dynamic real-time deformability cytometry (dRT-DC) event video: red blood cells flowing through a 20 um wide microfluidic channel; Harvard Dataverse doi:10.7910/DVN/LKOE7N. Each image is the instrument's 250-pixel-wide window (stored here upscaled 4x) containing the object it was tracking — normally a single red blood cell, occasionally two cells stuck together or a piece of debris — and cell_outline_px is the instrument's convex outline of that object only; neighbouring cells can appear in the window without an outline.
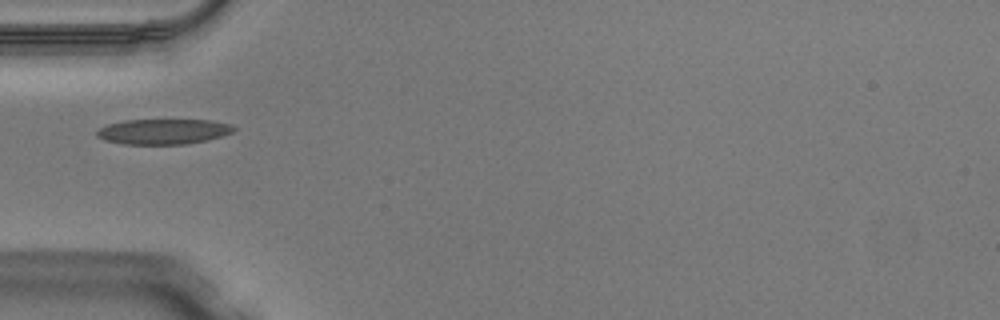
{"species": "Egyptian fruit bat (a non-hibernating species)", "species_latin": "Rousettus aegyptiacus", "temperature_condition": "warm", "stored_images_in_passage": 34, "camera_frame_rate_fps": 3000, "um_per_image_px": 0.085, "animal": {"sex": "male"}, "frame": {"image": 1, "passage_image": 1, "time_ms": 0.0, "image_size_px": [1000, 320], "cell_outline_px": [[236, 128], [232, 132], [220, 136], [188, 144], [120, 144], [104, 140], [96, 136], [96, 132], [100, 128], [108, 124], [124, 120], [212, 120], [232, 124]], "centroid_in_image_um": [13.86, 11.18], "position_along_channel_um": 71.1, "area_um2": 20.17}}
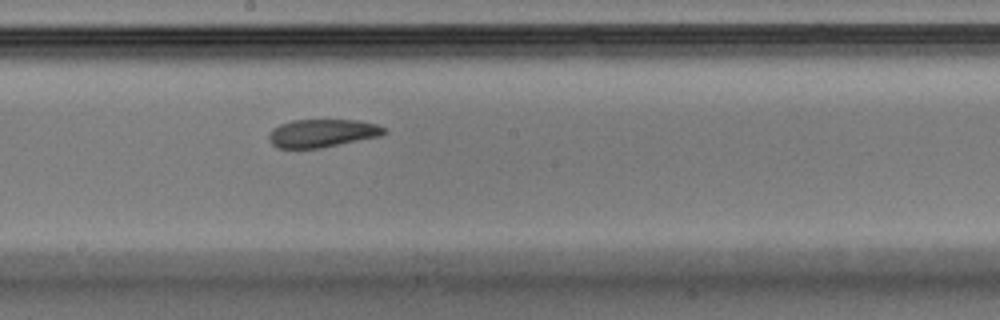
{"frame": {"image": 2, "passage_image": 12, "time_ms": 3.667, "image_size_px": [1000, 320], "cell_outline_px": [[388, 132], [380, 136], [320, 148], [276, 148], [268, 140], [268, 136], [272, 128], [280, 124], [292, 120], [356, 120], [376, 124], [384, 128]], "centroid_in_image_um": [27.36, 11.32], "position_along_channel_um": 220.8, "area_um2": 18.84}}
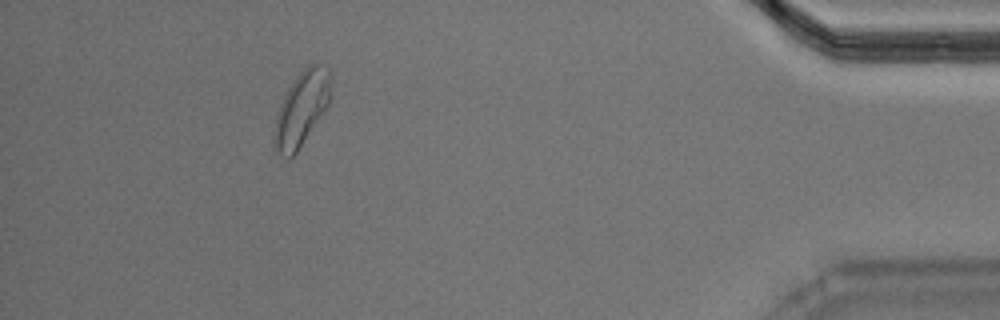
{"frame": {"image": 3, "passage_image": 30, "time_ms": 9.667, "image_size_px": [1000, 320], "cell_outline_px": [[328, 104], [296, 152], [288, 160], [280, 156], [276, 152], [272, 140], [276, 116], [280, 104], [288, 88], [296, 76], [308, 64], [316, 64], [328, 68]], "centroid_in_image_um": [25.54, 9.29], "position_along_channel_um": 409.7, "area_um2": 23.76}, "authors_computed_cell_mechanics": {"area_um2": 19.7387, "velocity_mm_per_s": 4.0614, "shape_relaxation_time_tau1_ms": 2.8203, "shape_relaxation_time_tau2_ms": 2.2737, "deformation_change_tau1": 0.1172, "deformation_change_tau2": 0.083}}